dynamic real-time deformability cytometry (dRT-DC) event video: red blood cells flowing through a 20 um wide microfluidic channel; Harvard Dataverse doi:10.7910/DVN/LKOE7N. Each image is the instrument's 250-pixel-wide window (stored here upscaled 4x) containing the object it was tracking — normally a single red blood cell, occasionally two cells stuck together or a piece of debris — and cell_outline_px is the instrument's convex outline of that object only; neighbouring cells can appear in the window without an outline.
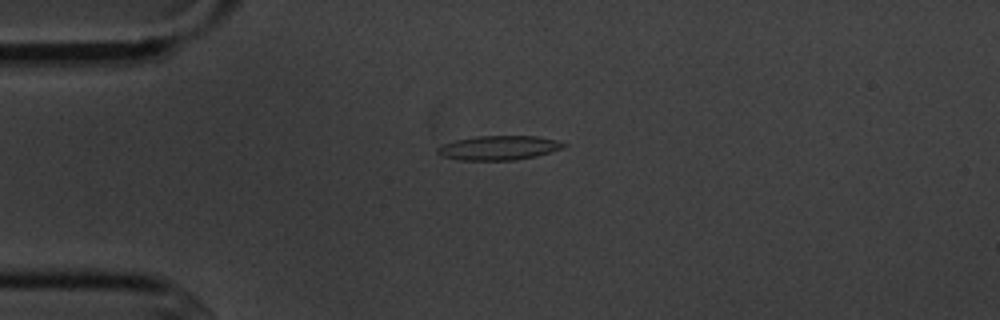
{"species": "common noctule bat (a hibernating species)", "species_latin": "Nyctalus noctula", "temperature_condition": "cold", "stored_images_in_passage": 9, "camera_frame_rate_fps": 3000, "um_per_image_px": 0.085, "animal": {"sex": "male", "body_mass_g": 20.1, "forearm_length_mm": 53.5}, "frame": {"image": 1, "passage_image": 3, "time_ms": 3.0, "image_size_px": [1000, 320], "cell_outline_px": [[568, 144], [564, 148], [536, 156], [516, 160], [456, 160], [440, 156], [436, 152], [436, 148], [440, 144], [456, 140], [480, 136], [536, 136], [556, 140]], "centroid_in_image_um": [42.36, 12.57], "position_along_channel_um": 42.6, "area_um2": 18.03}}
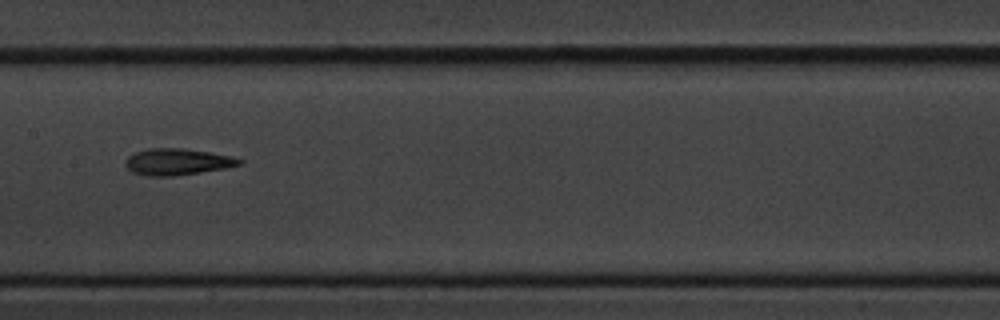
{"frame": {"image": 2, "passage_image": 7, "time_ms": 7.667, "image_size_px": [1000, 320], "cell_outline_px": [[244, 160], [240, 164], [224, 168], [176, 176], [148, 176], [132, 172], [124, 164], [124, 160], [128, 156], [136, 152], [148, 148], [184, 148], [208, 152], [228, 156]], "centroid_in_image_um": [15.01, 13.75], "position_along_channel_um": 192.4, "area_um2": 17.46}}
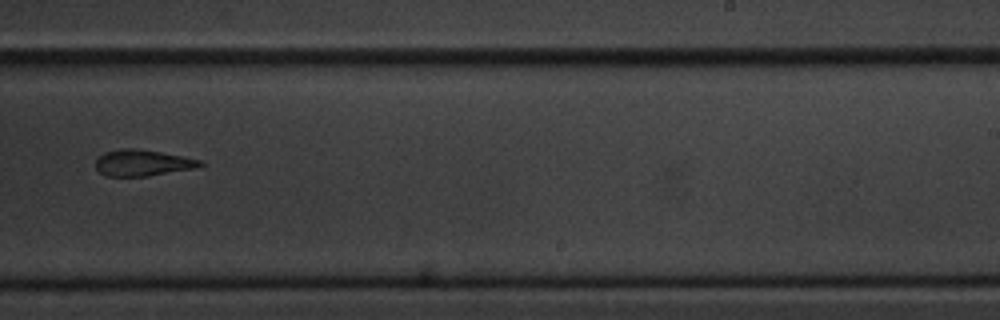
{"frame": {"image": 3, "passage_image": 9, "time_ms": 10.0, "image_size_px": [1000, 320], "cell_outline_px": [[204, 164], [200, 168], [148, 176], [104, 176], [96, 168], [96, 160], [104, 152], [120, 148], [132, 148], [160, 152], [204, 160]], "centroid_in_image_um": [12.17, 13.85], "position_along_channel_um": 276.8, "area_um2": 16.18}}